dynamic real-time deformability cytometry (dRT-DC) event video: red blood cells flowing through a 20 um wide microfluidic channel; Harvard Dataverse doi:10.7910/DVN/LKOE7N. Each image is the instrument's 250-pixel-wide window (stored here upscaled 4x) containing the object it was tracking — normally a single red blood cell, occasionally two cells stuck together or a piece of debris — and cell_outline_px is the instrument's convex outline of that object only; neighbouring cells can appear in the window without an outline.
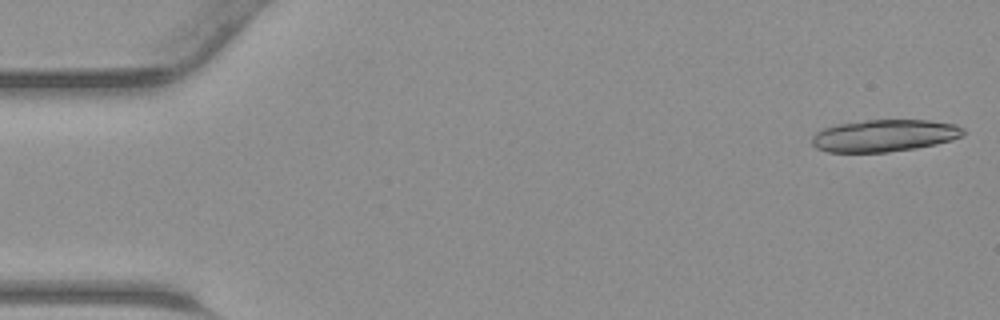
{"species": "common noctule bat (a hibernating species)", "species_latin": "Nyctalus noctula", "temperature_condition": "warm", "stored_images_in_passage": 15, "camera_frame_rate_fps": 3000, "um_per_image_px": 0.085, "animal": {"sex": "male", "body_mass_g": 23.1, "forearm_length_mm": 52.7}, "frame": {"image": 1, "passage_image": 1, "time_ms": 0.0, "image_size_px": [1000, 320], "cell_outline_px": [[964, 136], [952, 140], [936, 144], [916, 148], [888, 152], [828, 152], [816, 148], [812, 144], [812, 136], [816, 132], [824, 128], [840, 124], [864, 120], [928, 120], [956, 124], [964, 128]], "centroid_in_image_um": [75.2, 11.53], "position_along_channel_um": 9.8, "area_um2": 28.38}}